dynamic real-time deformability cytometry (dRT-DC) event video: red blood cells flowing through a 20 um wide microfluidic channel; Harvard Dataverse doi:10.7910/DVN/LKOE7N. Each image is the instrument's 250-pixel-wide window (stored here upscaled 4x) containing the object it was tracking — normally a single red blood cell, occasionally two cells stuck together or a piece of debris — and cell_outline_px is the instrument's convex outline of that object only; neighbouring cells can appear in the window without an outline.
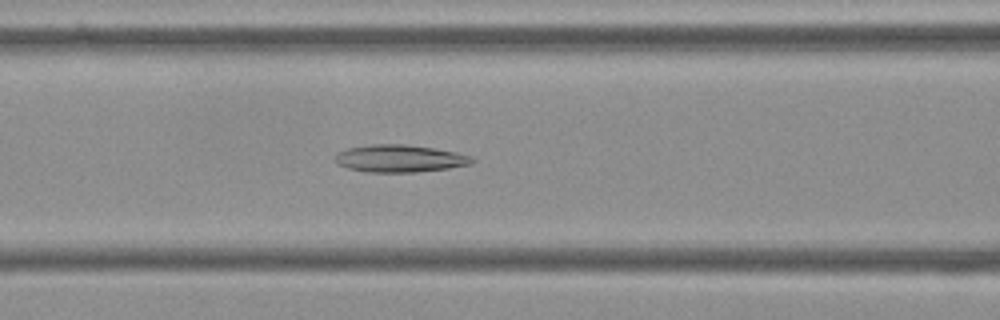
{"species": "Egyptian fruit bat (a non-hibernating species)", "species_latin": "Rousettus aegyptiacus", "temperature_condition": "cold", "stored_images_in_passage": 41, "camera_frame_rate_fps": 3000, "um_per_image_px": 0.085, "frame": {"image": 1, "passage_image": 8, "time_ms": 2.333, "image_size_px": [1000, 320], "cell_outline_px": [[476, 160], [472, 164], [448, 168], [416, 172], [368, 172], [348, 168], [336, 164], [332, 160], [336, 152], [348, 148], [372, 144], [404, 144], [432, 148], [456, 152], [472, 156]], "centroid_in_image_um": [33.94, 13.47], "position_along_channel_um": 132.7, "area_um2": 22.02}}
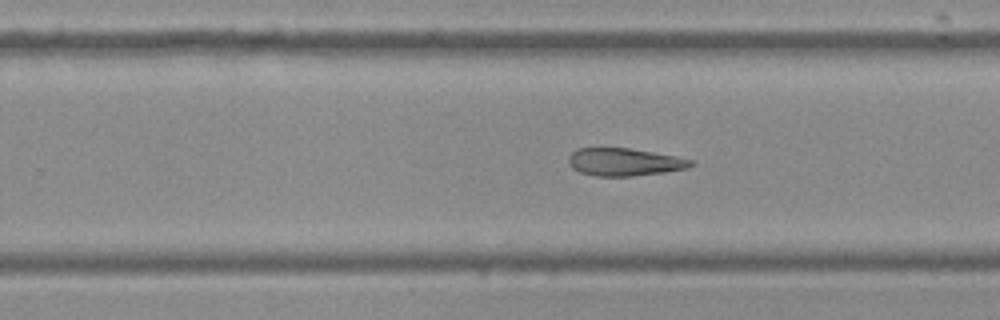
{"frame": {"image": 2, "passage_image": 20, "time_ms": 6.333, "image_size_px": [1000, 320], "cell_outline_px": [[696, 164], [688, 168], [664, 172], [632, 176], [596, 176], [580, 172], [572, 168], [568, 164], [568, 156], [576, 148], [628, 148], [676, 156], [692, 160]], "centroid_in_image_um": [53.06, 13.77], "position_along_channel_um": 276.7, "area_um2": 19.77}}
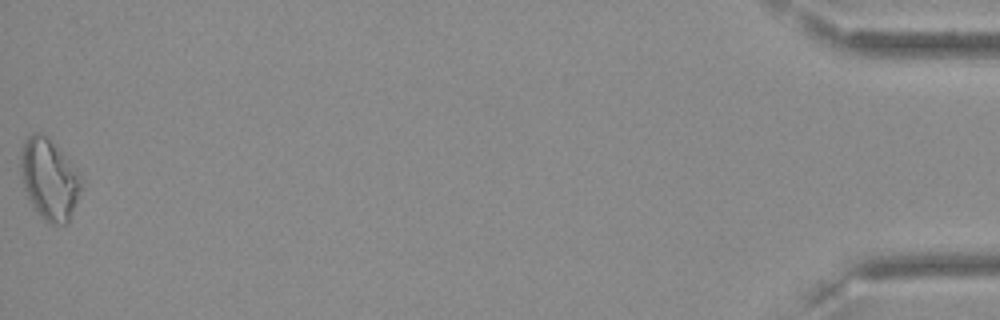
{"frame": {"image": 3, "passage_image": 41, "time_ms": 13.333, "image_size_px": [1000, 320], "cell_outline_px": [[80, 188], [68, 224], [52, 224], [44, 220], [36, 212], [24, 188], [20, 172], [20, 156], [24, 140], [28, 136], [36, 132], [44, 136], [60, 152], [76, 176], [80, 184]], "centroid_in_image_um": [4.09, 15.29], "position_along_channel_um": 431.1, "area_um2": 27.05}}